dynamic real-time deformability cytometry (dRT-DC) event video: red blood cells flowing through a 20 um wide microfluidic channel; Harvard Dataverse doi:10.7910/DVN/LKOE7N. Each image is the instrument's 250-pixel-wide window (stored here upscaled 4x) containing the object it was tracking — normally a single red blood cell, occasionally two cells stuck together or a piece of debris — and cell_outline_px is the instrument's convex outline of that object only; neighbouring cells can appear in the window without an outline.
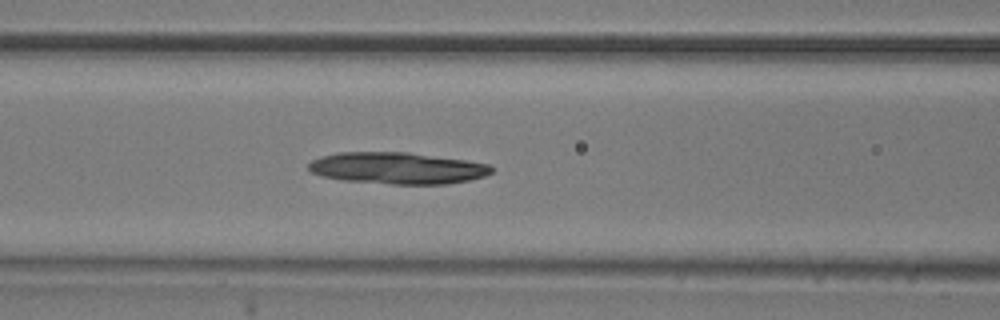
{"species": "common noctule bat (a hibernating species)", "species_latin": "Nyctalus noctula", "temperature_condition": "room temperature", "stored_images_in_passage": 41, "camera_frame_rate_fps": 3000, "um_per_image_px": 0.085, "animal": {"sex": "male", "body_mass_g": 20.5, "forearm_length_mm": 52.5}, "frame": {"image": 1, "passage_image": 21, "time_ms": 6.667, "image_size_px": [1000, 320], "cell_outline_px": [[492, 172], [484, 176], [468, 180], [448, 184], [392, 184], [344, 180], [324, 176], [312, 172], [308, 168], [308, 164], [312, 160], [320, 156], [336, 152], [408, 152], [464, 160], [488, 164], [492, 168]], "centroid_in_image_um": [33.75, 14.28], "position_along_channel_um": 132.9, "area_um2": 33.52}}
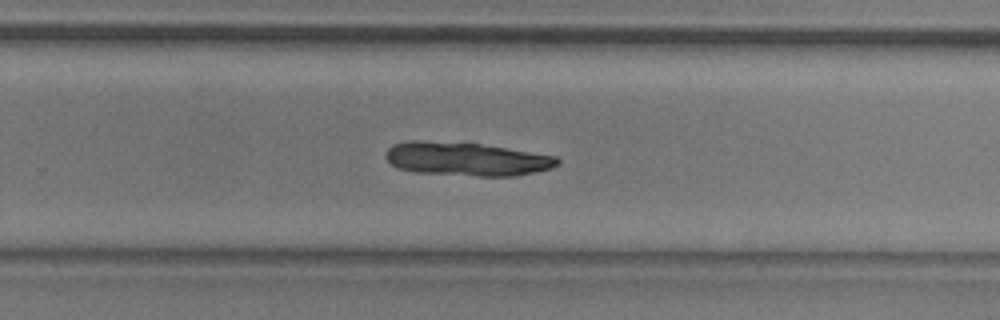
{"frame": {"image": 2, "passage_image": 33, "time_ms": 10.667, "image_size_px": [1000, 320], "cell_outline_px": [[560, 164], [552, 168], [512, 176], [480, 176], [416, 172], [396, 168], [384, 156], [388, 148], [392, 144], [408, 140], [420, 140], [480, 144], [556, 156], [560, 160]], "centroid_in_image_um": [39.61, 13.51], "position_along_channel_um": 290.2, "area_um2": 33.41}}
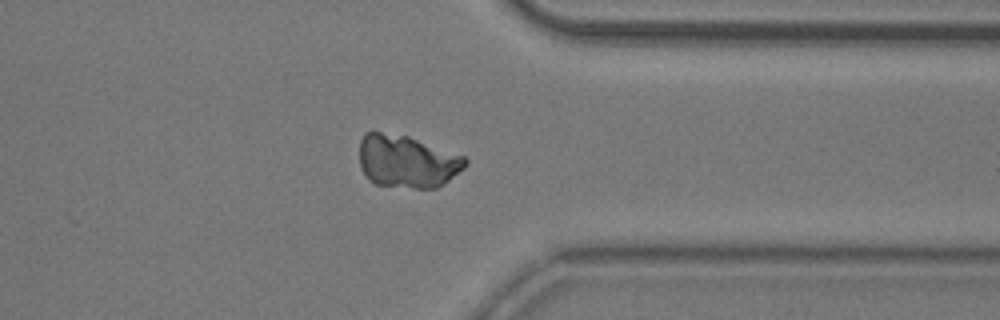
{"frame": {"image": 3, "passage_image": 40, "time_ms": 13.0, "image_size_px": [1000, 320], "cell_outline_px": [[468, 164], [464, 168], [444, 184], [436, 188], [416, 188], [376, 184], [368, 180], [360, 168], [360, 140], [364, 132], [372, 128], [408, 136], [464, 156], [468, 160]], "centroid_in_image_um": [34.56, 13.68], "position_along_channel_um": 376.8, "area_um2": 33.06}}